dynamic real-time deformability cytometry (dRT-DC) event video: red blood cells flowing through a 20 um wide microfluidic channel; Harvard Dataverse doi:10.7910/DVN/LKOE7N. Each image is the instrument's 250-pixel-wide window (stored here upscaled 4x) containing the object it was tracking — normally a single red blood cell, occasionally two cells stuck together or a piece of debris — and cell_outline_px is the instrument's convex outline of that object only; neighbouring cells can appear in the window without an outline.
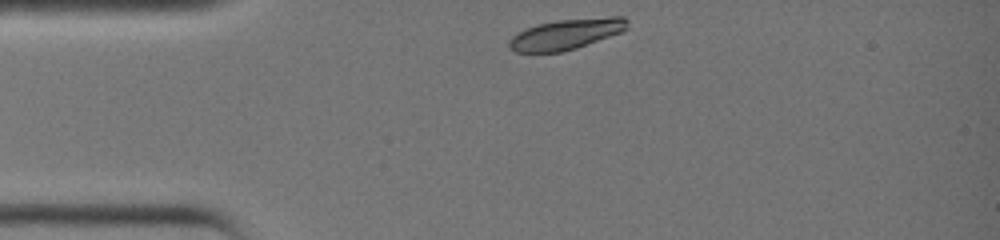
{"species": "common noctule bat (a hibernating species)", "species_latin": "Nyctalus noctula", "temperature_condition": "warm", "stored_images_in_passage": 26, "camera_frame_rate_fps": 3000, "um_per_image_px": 0.085, "animal": {"sex": "female", "body_mass_g": 19.0, "forearm_length_mm": 51.5}, "frame": {"image": 1, "passage_image": 1, "time_ms": 0.0, "image_size_px": [1000, 240], "cell_outline_px": [[628, 28], [620, 32], [576, 48], [560, 52], [516, 52], [508, 48], [508, 40], [516, 32], [524, 28], [536, 24], [556, 20], [608, 16], [624, 16], [628, 20]], "centroid_in_image_um": [48.09, 2.88], "position_along_channel_um": 36.9, "area_um2": 21.27}}
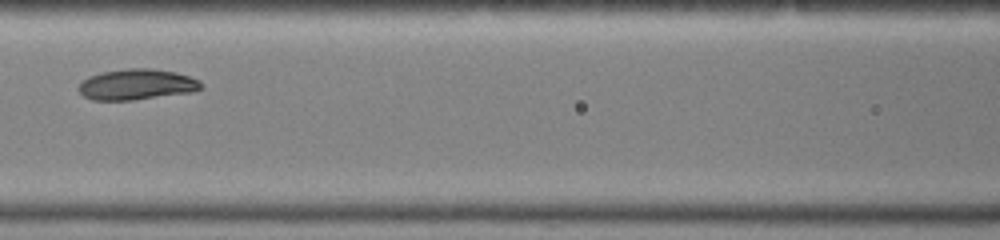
{"frame": {"image": 2, "passage_image": 10, "time_ms": 3.0, "image_size_px": [1000, 240], "cell_outline_px": [[204, 88], [192, 92], [132, 100], [92, 100], [84, 96], [76, 88], [88, 76], [100, 72], [128, 68], [148, 68], [176, 72], [200, 80]], "centroid_in_image_um": [11.62, 7.18], "position_along_channel_um": 155.0, "area_um2": 22.02}}
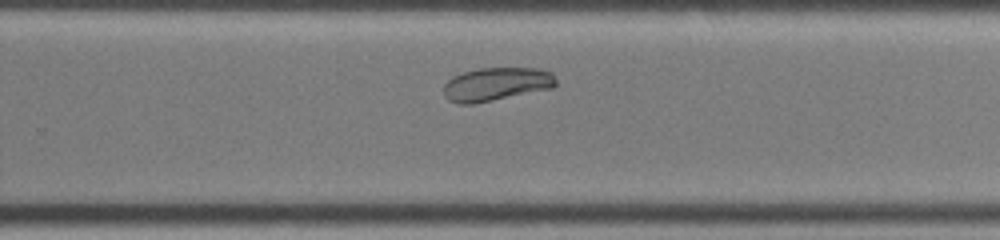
{"frame": {"image": 3, "passage_image": 18, "time_ms": 5.667, "image_size_px": [1000, 240], "cell_outline_px": [[556, 84], [552, 88], [472, 104], [456, 104], [448, 100], [444, 96], [444, 84], [452, 76], [464, 72], [480, 68], [540, 68], [552, 72], [556, 80]], "centroid_in_image_um": [42.17, 7.15], "position_along_channel_um": 287.6, "area_um2": 21.85}}